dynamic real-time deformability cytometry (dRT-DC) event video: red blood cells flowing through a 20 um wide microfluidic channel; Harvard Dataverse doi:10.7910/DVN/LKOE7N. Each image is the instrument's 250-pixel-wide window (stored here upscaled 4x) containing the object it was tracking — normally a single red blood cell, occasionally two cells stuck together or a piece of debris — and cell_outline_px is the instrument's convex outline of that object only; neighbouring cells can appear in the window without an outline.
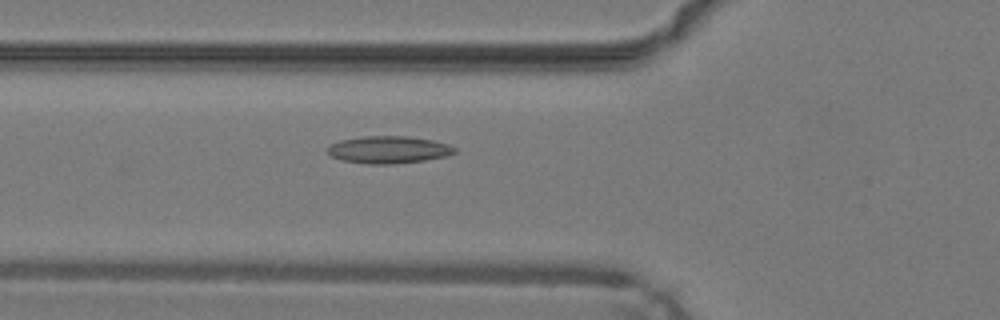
{"species": "common noctule bat (a hibernating species)", "species_latin": "Nyctalus noctula", "temperature_condition": "warm", "stored_images_in_passage": 49, "camera_frame_rate_fps": 3000, "um_per_image_px": 0.085, "animal": {"sex": "male", "body_mass_g": 19.2, "forearm_length_mm": 51.8}, "frame": {"image": 1, "passage_image": 18, "time_ms": 5.667, "image_size_px": [1000, 320], "cell_outline_px": [[456, 152], [448, 156], [424, 160], [392, 164], [368, 164], [340, 160], [332, 156], [328, 152], [328, 148], [332, 144], [340, 140], [364, 136], [408, 136], [432, 140], [448, 144], [456, 148]], "centroid_in_image_um": [33.05, 12.72], "position_along_channel_um": 92.8, "area_um2": 20.17}}
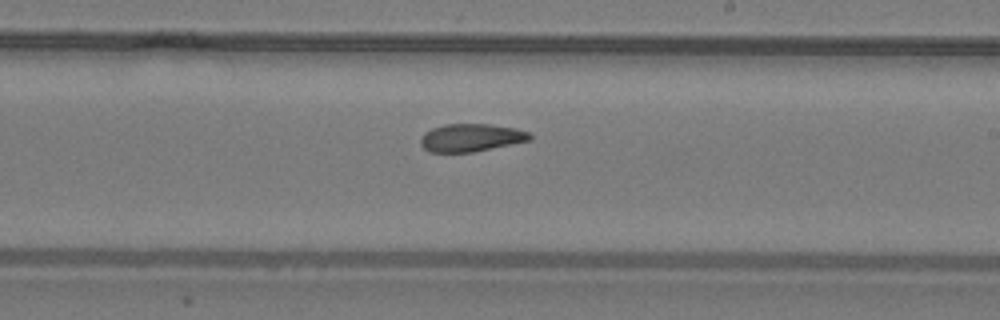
{"frame": {"image": 2, "passage_image": 29, "time_ms": 9.333, "image_size_px": [1000, 320], "cell_outline_px": [[532, 140], [472, 152], [428, 152], [420, 144], [420, 140], [424, 132], [432, 128], [444, 124], [492, 124], [516, 128], [532, 132]], "centroid_in_image_um": [40.06, 11.69], "position_along_channel_um": 248.9, "area_um2": 17.92}}
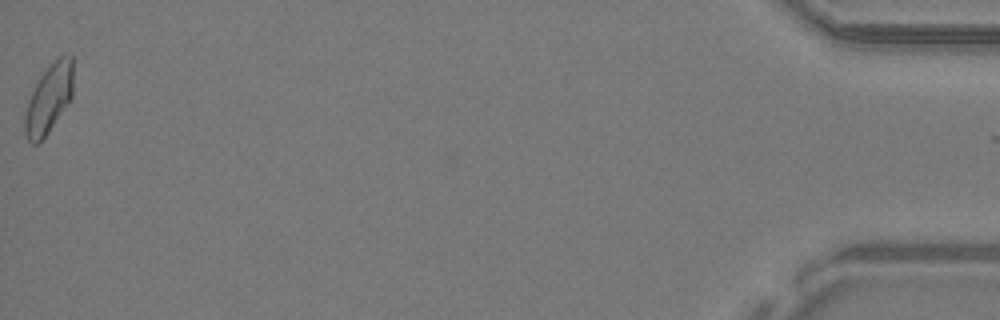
{"frame": {"image": 3, "passage_image": 49, "time_ms": 16.0, "image_size_px": [1000, 320], "cell_outline_px": [[72, 96], [48, 132], [36, 144], [32, 144], [28, 140], [24, 132], [24, 120], [28, 100], [40, 76], [60, 56], [72, 56]], "centroid_in_image_um": [4.13, 8.42], "position_along_channel_um": 431.1, "area_um2": 18.73}, "authors_computed_cell_mechanics": {"area_um2": 18.6694, "velocity_mm_per_s": 4.2487, "shape_relaxation_time_tau1_ms": null, "shape_relaxation_time_tau2_ms": 4.4862, "deformation_change_tau1": null, "deformation_change_tau2": 0.1201}}